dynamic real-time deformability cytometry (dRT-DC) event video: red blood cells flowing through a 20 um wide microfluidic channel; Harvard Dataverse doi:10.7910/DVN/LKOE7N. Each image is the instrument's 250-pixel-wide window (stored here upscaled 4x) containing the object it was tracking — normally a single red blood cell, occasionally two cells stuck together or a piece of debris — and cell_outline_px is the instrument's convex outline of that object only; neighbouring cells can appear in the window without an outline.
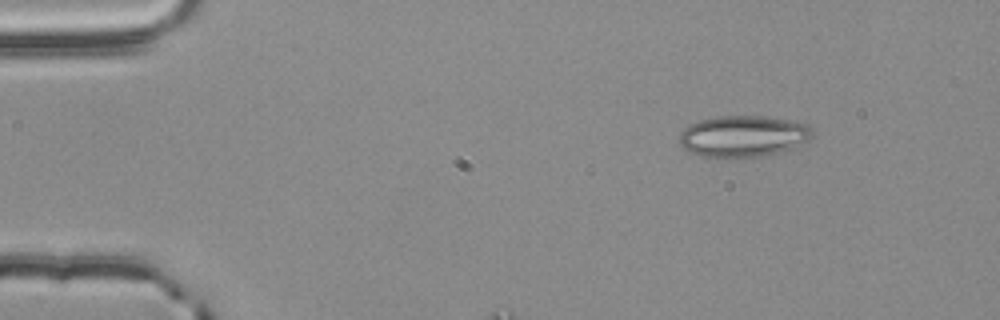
{"species": "common noctule bat (a hibernating species)", "species_latin": "Nyctalus noctula", "temperature_condition": "room temperature", "stored_images_in_passage": 10, "camera_frame_rate_fps": 3000, "um_per_image_px": 0.085, "animal": {"sex": "male", "body_mass_g": 20.4}, "frame": {"image": 1, "passage_image": 1, "time_ms": 0.0, "image_size_px": [1000, 320], "cell_outline_px": [[812, 136], [808, 140], [792, 148], [780, 152], [764, 156], [724, 160], [704, 156], [688, 152], [680, 144], [680, 132], [688, 124], [700, 120], [716, 116], [768, 116], [792, 120], [808, 124], [812, 132]], "centroid_in_image_um": [63.14, 11.6], "position_along_channel_um": 21.9, "area_um2": 32.83}}